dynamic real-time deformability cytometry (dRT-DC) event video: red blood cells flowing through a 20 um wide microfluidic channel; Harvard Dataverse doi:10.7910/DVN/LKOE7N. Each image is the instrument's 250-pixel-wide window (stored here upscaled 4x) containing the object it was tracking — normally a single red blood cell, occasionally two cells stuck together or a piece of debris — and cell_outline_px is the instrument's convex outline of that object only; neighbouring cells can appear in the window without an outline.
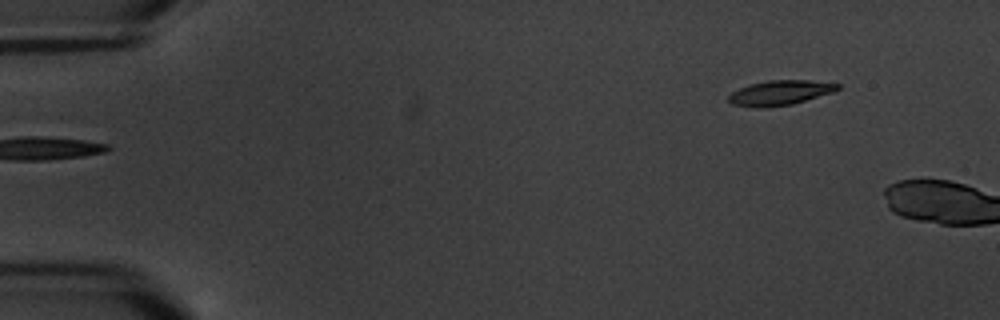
{"species": "common noctule bat (a hibernating species)", "species_latin": "Nyctalus noctula", "temperature_condition": "warm", "stored_images_in_passage": 3, "camera_frame_rate_fps": 3000, "um_per_image_px": 0.085, "animal": {"sex": "male", "body_mass_g": 20.1, "forearm_length_mm": 53.5}, "frame": {"image": 1, "passage_image": 3, "time_ms": 2.333, "image_size_px": [1000, 320], "cell_outline_px": [[840, 88], [832, 92], [792, 104], [764, 108], [732, 104], [728, 100], [728, 96], [732, 92], [740, 88], [752, 84], [768, 80], [808, 80], [840, 84]], "centroid_in_image_um": [66.3, 7.88], "position_along_channel_um": 18.7, "area_um2": 15.49}}